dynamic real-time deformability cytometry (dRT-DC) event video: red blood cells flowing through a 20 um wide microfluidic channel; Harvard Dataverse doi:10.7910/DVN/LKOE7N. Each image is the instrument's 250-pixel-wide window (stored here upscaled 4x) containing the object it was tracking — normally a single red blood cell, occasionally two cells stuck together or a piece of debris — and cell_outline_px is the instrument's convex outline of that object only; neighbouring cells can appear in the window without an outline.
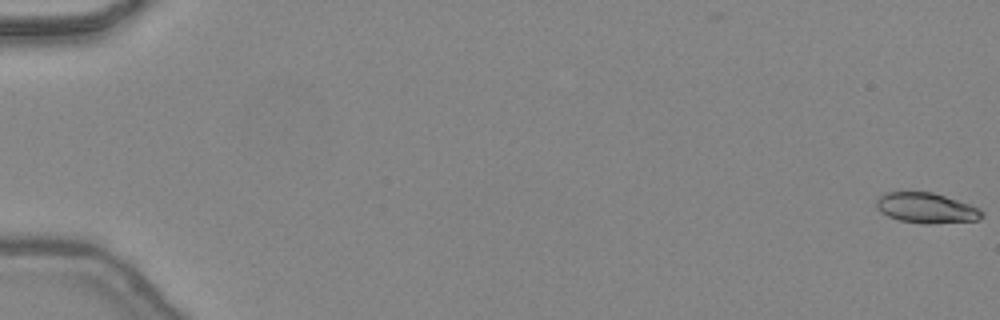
{"species": "common noctule bat (a hibernating species)", "species_latin": "Nyctalus noctula", "temperature_condition": "warm", "stored_images_in_passage": 48, "camera_frame_rate_fps": 3000, "um_per_image_px": 0.085, "animal": {"sex": "female", "body_mass_g": 24.6, "forearm_length_mm": 56.2}, "frame": {"image": 1, "passage_image": 1, "time_ms": 0.0, "image_size_px": [1000, 320], "cell_outline_px": [[984, 216], [976, 220], [932, 224], [924, 224], [900, 220], [888, 216], [880, 212], [876, 208], [876, 200], [880, 196], [888, 192], [932, 192], [968, 204], [984, 212]], "centroid_in_image_um": [78.7, 17.69], "position_along_channel_um": 6.3, "area_um2": 18.44}}
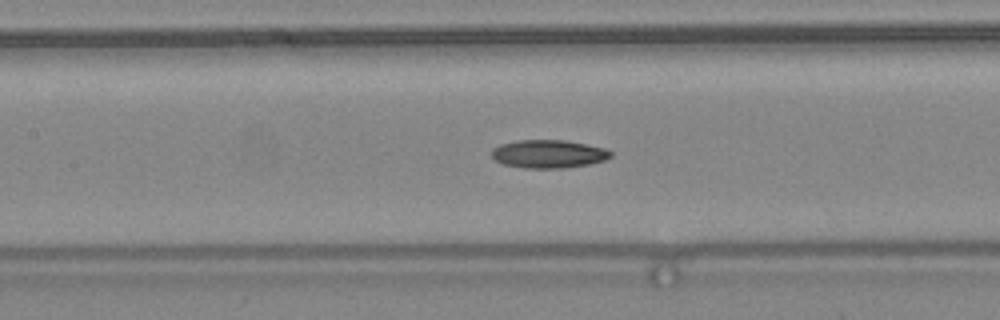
{"frame": {"image": 2, "passage_image": 24, "time_ms": 7.667, "image_size_px": [1000, 320], "cell_outline_px": [[612, 156], [604, 160], [588, 164], [564, 168], [524, 168], [504, 164], [496, 160], [492, 156], [492, 148], [500, 144], [516, 140], [564, 140], [604, 148], [612, 152]], "centroid_in_image_um": [46.6, 13.08], "position_along_channel_um": 160.8, "area_um2": 19.42}}
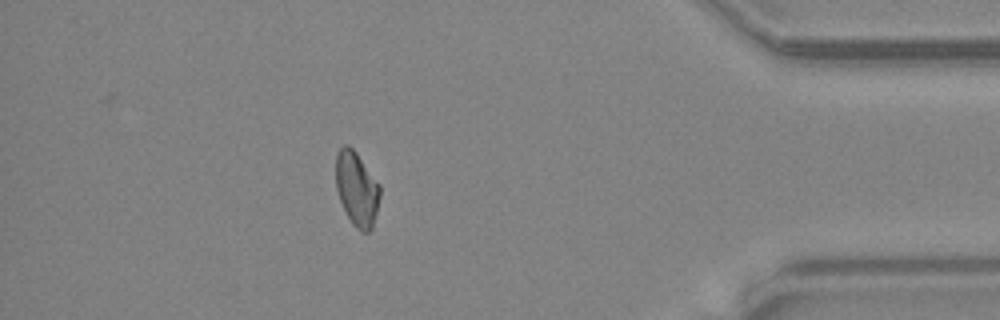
{"frame": {"image": 3, "passage_image": 43, "time_ms": 14.0, "image_size_px": [1000, 320], "cell_outline_px": [[380, 196], [372, 228], [368, 232], [360, 232], [352, 224], [340, 200], [336, 188], [336, 156], [340, 148], [344, 144], [348, 144], [356, 152], [380, 184]], "centroid_in_image_um": [30.33, 16.04], "position_along_channel_um": 404.9, "area_um2": 19.02}, "authors_computed_cell_mechanics": {"area_um2": 19.0451, "velocity_mm_per_s": 4.4728, "shape_relaxation_time_tau1_ms": null, "shape_relaxation_time_tau2_ms": 11.0084, "deformation_change_tau1": null, "deformation_change_tau2": 0.2052}}